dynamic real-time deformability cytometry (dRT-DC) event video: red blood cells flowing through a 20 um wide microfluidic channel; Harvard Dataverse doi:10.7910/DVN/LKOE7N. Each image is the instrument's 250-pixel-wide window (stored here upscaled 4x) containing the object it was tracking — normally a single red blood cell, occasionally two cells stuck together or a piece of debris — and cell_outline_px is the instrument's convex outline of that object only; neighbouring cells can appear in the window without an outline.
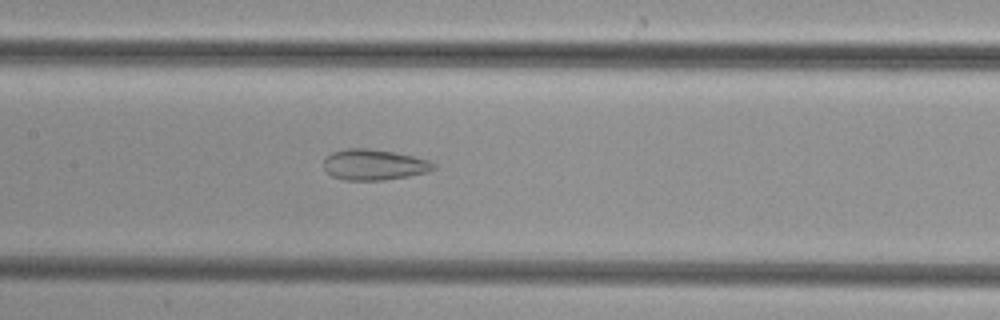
{"species": "common noctule bat (a hibernating species)", "species_latin": "Nyctalus noctula", "temperature_condition": "cold", "stored_images_in_passage": 49, "camera_frame_rate_fps": 3000, "um_per_image_px": 0.085, "animal": {"sex": "female", "body_mass_g": 29.2, "forearm_length_mm": 56.3}, "frame": {"image": 1, "passage_image": 24, "time_ms": 7.667, "image_size_px": [1000, 320], "cell_outline_px": [[436, 168], [428, 172], [408, 176], [384, 180], [344, 180], [332, 176], [324, 168], [324, 160], [332, 152], [348, 148], [368, 148], [396, 152], [428, 160], [436, 164]], "centroid_in_image_um": [31.81, 14.0], "position_along_channel_um": 175.6, "area_um2": 19.71}}
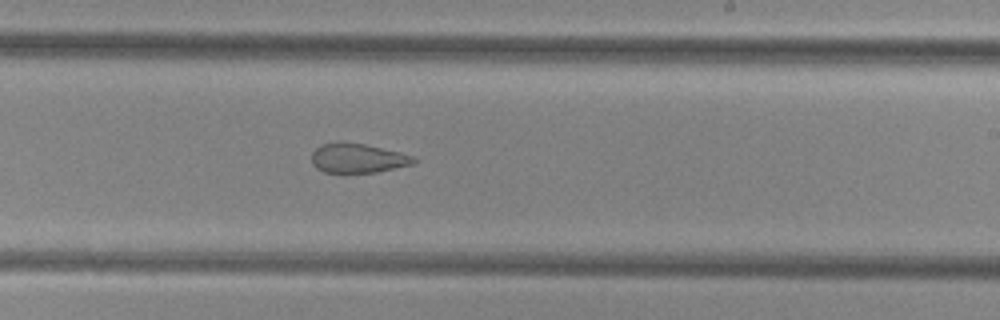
{"frame": {"image": 2, "passage_image": 30, "time_ms": 9.667, "image_size_px": [1000, 320], "cell_outline_px": [[420, 160], [412, 164], [376, 172], [324, 172], [316, 168], [312, 164], [312, 152], [320, 144], [364, 144], [400, 152], [416, 156]], "centroid_in_image_um": [30.46, 13.47], "position_along_channel_um": 258.5, "area_um2": 17.11}}
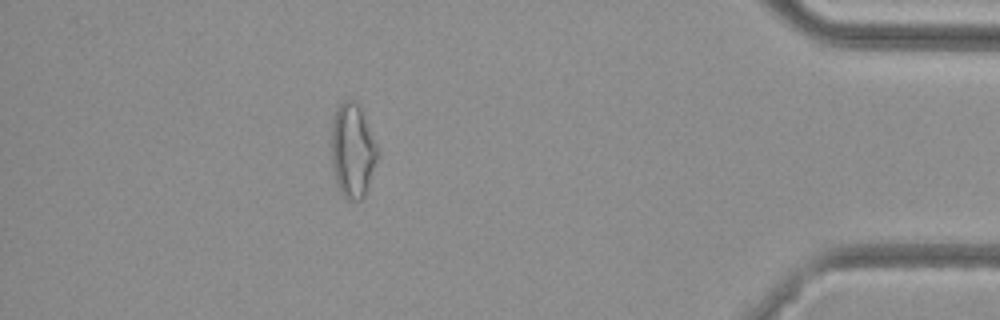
{"frame": {"image": 3, "passage_image": 44, "time_ms": 14.333, "image_size_px": [1000, 320], "cell_outline_px": [[380, 152], [364, 196], [360, 200], [348, 200], [340, 192], [336, 180], [332, 164], [332, 124], [336, 108], [344, 100], [356, 100], [360, 108]], "centroid_in_image_um": [29.97, 12.8], "position_along_channel_um": 405.2, "area_um2": 25.03}}